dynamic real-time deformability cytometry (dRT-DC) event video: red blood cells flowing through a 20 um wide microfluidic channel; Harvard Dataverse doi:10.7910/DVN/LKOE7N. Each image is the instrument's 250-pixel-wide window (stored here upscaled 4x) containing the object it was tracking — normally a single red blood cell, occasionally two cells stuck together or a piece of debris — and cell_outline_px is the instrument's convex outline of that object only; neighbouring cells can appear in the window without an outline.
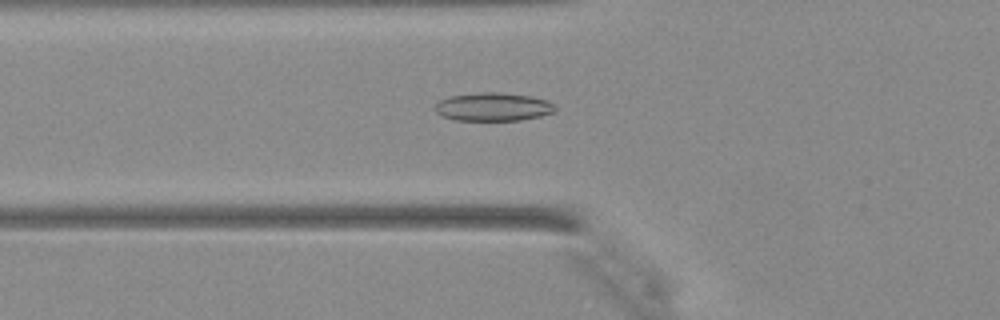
{"species": "Egyptian fruit bat (a non-hibernating species)", "species_latin": "Rousettus aegyptiacus", "temperature_condition": "warm", "stored_images_in_passage": 43, "camera_frame_rate_fps": 3000, "um_per_image_px": 0.085, "animal": {"sex": "female"}, "frame": {"image": 1, "passage_image": 16, "time_ms": 5.0, "image_size_px": [1000, 320], "cell_outline_px": [[556, 108], [552, 112], [540, 116], [520, 120], [456, 120], [444, 116], [436, 112], [432, 108], [440, 100], [448, 96], [480, 92], [500, 92], [532, 96], [548, 100]], "centroid_in_image_um": [41.89, 9.07], "position_along_channel_um": 83.9, "area_um2": 19.83}}
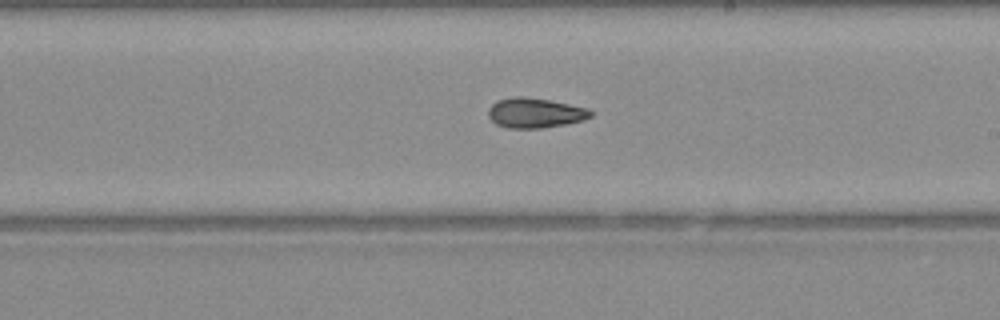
{"frame": {"image": 2, "passage_image": 26, "time_ms": 8.333, "image_size_px": [1000, 320], "cell_outline_px": [[592, 116], [584, 120], [568, 124], [540, 128], [508, 128], [496, 124], [488, 116], [488, 108], [496, 100], [516, 96], [520, 96], [548, 100], [588, 108], [592, 112]], "centroid_in_image_um": [45.47, 9.6], "position_along_channel_um": 243.5, "area_um2": 17.86}}
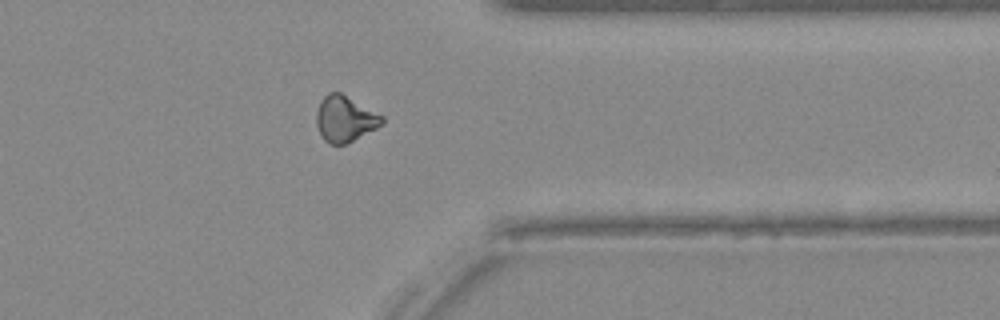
{"frame": {"image": 3, "passage_image": 35, "time_ms": 11.333, "image_size_px": [1000, 320], "cell_outline_px": [[384, 120], [376, 128], [344, 144], [328, 144], [324, 140], [316, 124], [316, 112], [320, 100], [328, 92], [340, 92], [384, 116]], "centroid_in_image_um": [29.28, 10.08], "position_along_channel_um": 382.1, "area_um2": 17.34}}